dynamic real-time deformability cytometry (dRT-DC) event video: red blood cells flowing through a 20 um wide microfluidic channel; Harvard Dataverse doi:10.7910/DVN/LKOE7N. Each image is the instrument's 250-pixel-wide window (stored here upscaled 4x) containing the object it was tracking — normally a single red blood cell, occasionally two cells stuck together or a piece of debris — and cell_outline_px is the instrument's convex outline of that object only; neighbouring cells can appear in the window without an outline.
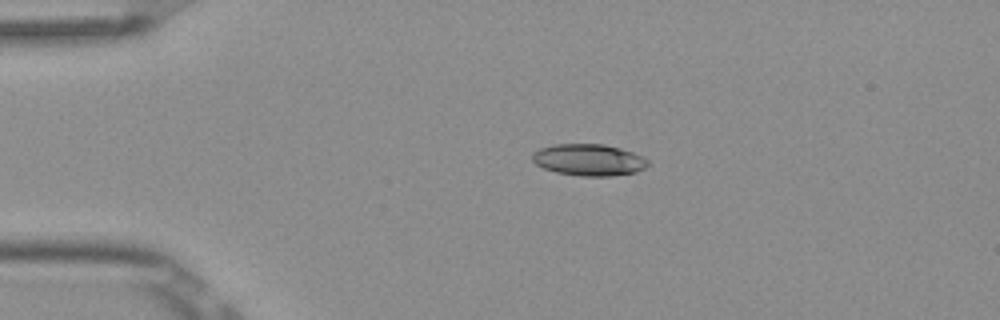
{"species": "Egyptian fruit bat (a non-hibernating species)", "species_latin": "Rousettus aegyptiacus", "temperature_condition": "room temperature", "stored_images_in_passage": 2, "camera_frame_rate_fps": 3000, "um_per_image_px": 0.085, "frame": {"image": 1, "passage_image": 1, "time_ms": 0.0, "image_size_px": [1000, 320], "cell_outline_px": [[648, 164], [644, 168], [636, 172], [612, 176], [580, 176], [556, 172], [544, 168], [536, 164], [532, 160], [532, 152], [540, 148], [556, 144], [604, 144], [620, 148], [632, 152], [648, 160]], "centroid_in_image_um": [50.03, 13.59], "position_along_channel_um": 35.0, "area_um2": 21.27}}